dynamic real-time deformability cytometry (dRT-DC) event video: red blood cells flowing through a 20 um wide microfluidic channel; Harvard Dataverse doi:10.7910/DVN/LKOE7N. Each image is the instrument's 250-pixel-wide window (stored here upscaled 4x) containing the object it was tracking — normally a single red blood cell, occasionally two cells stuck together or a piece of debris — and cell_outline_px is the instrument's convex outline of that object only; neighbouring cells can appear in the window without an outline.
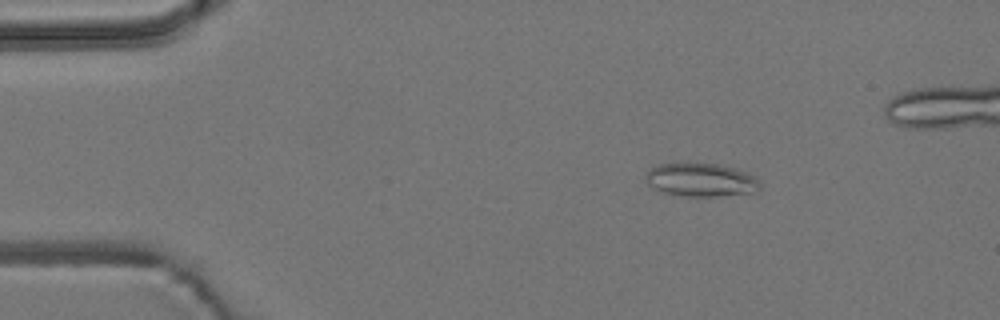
{"species": "common noctule bat (a hibernating species)", "species_latin": "Nyctalus noctula", "temperature_condition": "room temperature", "stored_images_in_passage": 5, "camera_frame_rate_fps": 3000, "um_per_image_px": 0.085, "animal": {"sex": "male", "body_mass_g": 19.2, "forearm_length_mm": 51.8}, "frame": {"image": 1, "passage_image": 2, "time_ms": 0.333, "image_size_px": [1000, 320], "cell_outline_px": [[760, 188], [756, 192], [716, 196], [680, 196], [664, 192], [652, 188], [644, 180], [644, 176], [648, 168], [656, 164], [688, 160], [716, 164], [736, 168], [748, 172], [760, 184]], "centroid_in_image_um": [59.48, 15.24], "position_along_channel_um": 25.5, "area_um2": 23.12}}